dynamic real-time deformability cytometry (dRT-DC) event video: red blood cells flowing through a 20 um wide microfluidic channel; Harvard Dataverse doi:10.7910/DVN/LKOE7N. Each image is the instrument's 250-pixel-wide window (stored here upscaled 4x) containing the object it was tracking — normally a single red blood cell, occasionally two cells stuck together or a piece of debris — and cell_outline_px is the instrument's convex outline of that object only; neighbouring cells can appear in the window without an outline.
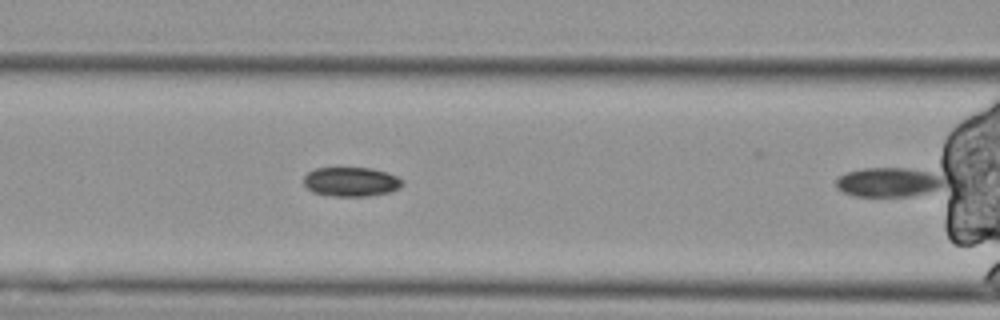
{"species": "Egyptian fruit bat (a non-hibernating species)", "species_latin": "Rousettus aegyptiacus", "temperature_condition": "cold", "stored_images_in_passage": 11, "segment_of_instrument_passage": [2, 2], "camera_frame_rate_fps": 3000, "um_per_image_px": 0.085, "animal": {"sex": "female"}, "frame": {"image": 1, "passage_image": 11, "time_ms": 3.333, "image_size_px": [1000, 320], "cell_outline_px": [[944, 188], [936, 192], [912, 196], [856, 196], [844, 192], [836, 188], [836, 180], [840, 176], [848, 172], [864, 168], [908, 168], [932, 172], [940, 176], [944, 180]], "centroid_in_image_um": [75.61, 15.5], "position_along_channel_um": 91.0, "area_um2": 18.79}}